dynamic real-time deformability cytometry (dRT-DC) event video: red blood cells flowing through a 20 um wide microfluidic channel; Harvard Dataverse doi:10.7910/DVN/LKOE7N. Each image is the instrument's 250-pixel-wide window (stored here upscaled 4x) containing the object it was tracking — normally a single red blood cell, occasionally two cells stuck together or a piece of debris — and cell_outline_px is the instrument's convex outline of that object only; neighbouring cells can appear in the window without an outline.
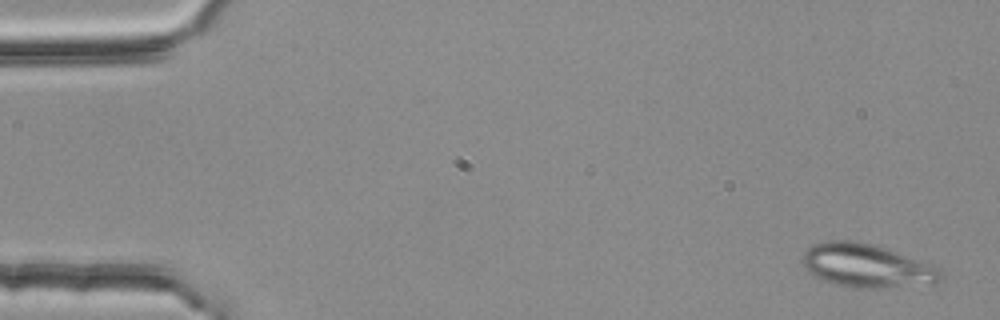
{"species": "common noctule bat (a hibernating species)", "species_latin": "Nyctalus noctula", "temperature_condition": "room temperature", "stored_images_in_passage": 4, "camera_frame_rate_fps": 3000, "um_per_image_px": 0.085, "animal": {"sex": "female", "body_mass_g": 25.1}, "frame": {"image": 1, "passage_image": 1, "time_ms": 0.0, "image_size_px": [1000, 320], "cell_outline_px": [[944, 276], [940, 280], [932, 284], [868, 288], [852, 288], [836, 284], [824, 280], [808, 272], [800, 260], [804, 252], [808, 248], [816, 244], [828, 240], [856, 240], [872, 244], [932, 264], [940, 268], [944, 272]], "centroid_in_image_um": [73.68, 22.58], "position_along_channel_um": 11.3, "area_um2": 35.03}}